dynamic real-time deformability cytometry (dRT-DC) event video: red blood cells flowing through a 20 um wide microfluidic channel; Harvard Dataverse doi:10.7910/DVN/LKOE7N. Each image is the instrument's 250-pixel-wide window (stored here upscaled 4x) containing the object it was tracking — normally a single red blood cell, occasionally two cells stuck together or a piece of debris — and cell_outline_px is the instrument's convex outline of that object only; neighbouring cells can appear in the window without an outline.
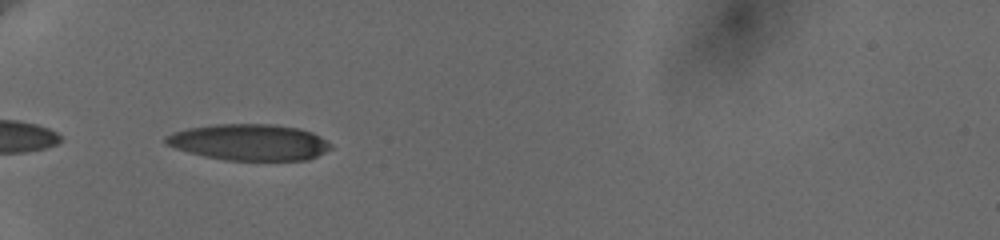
{"species": "human", "species_latin": "Homo sapiens", "temperature_condition": "cold", "stored_images_in_passage": 31, "camera_frame_rate_fps": 3000, "um_per_image_px": 0.085, "donor": {"sex": "female"}, "frame": {"image": 1, "passage_image": 1, "time_ms": 0.0, "image_size_px": [1000, 240], "cell_outline_px": [[332, 148], [308, 160], [224, 160], [204, 156], [188, 152], [164, 144], [164, 136], [172, 132], [188, 128], [216, 124], [276, 124], [300, 128], [312, 132], [320, 136], [332, 144]], "centroid_in_image_um": [21.18, 12.08], "position_along_channel_um": 63.8, "area_um2": 35.08}}
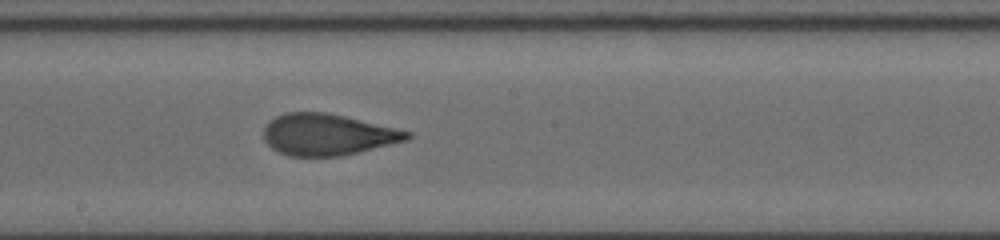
{"frame": {"image": 2, "passage_image": 15, "time_ms": 4.667, "image_size_px": [1000, 240], "cell_outline_px": [[412, 136], [408, 140], [340, 156], [288, 156], [272, 148], [264, 140], [264, 128], [276, 116], [284, 112], [328, 112], [412, 132]], "centroid_in_image_um": [27.84, 11.43], "position_along_channel_um": 220.4, "area_um2": 34.39}}
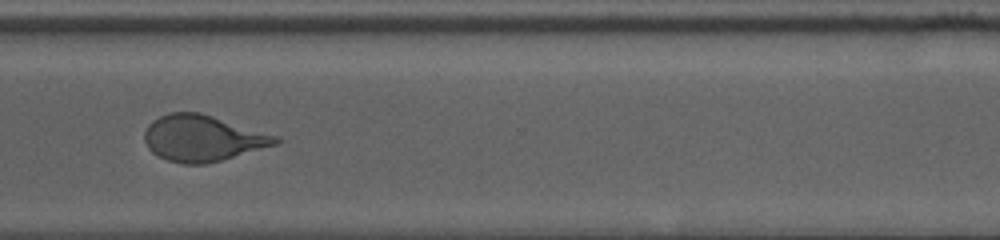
{"frame": {"image": 3, "passage_image": 26, "time_ms": 8.333, "image_size_px": [1000, 240], "cell_outline_px": [[284, 140], [276, 144], [220, 160], [204, 164], [184, 164], [168, 160], [152, 152], [148, 148], [144, 140], [144, 132], [148, 124], [152, 120], [168, 112], [200, 112], [280, 136]], "centroid_in_image_um": [17.22, 11.73], "position_along_channel_um": 353.4, "area_um2": 35.2}, "authors_computed_cell_mechanics": {"area_um2": 34.8534, "velocity_mm_per_s": 3.6379, "shape_relaxation_time_tau1_ms": 4.9042, "shape_relaxation_time_tau2_ms": 1.0082, "deformation_change_tau1": 0.1846, "deformation_change_tau2": 0.079}}